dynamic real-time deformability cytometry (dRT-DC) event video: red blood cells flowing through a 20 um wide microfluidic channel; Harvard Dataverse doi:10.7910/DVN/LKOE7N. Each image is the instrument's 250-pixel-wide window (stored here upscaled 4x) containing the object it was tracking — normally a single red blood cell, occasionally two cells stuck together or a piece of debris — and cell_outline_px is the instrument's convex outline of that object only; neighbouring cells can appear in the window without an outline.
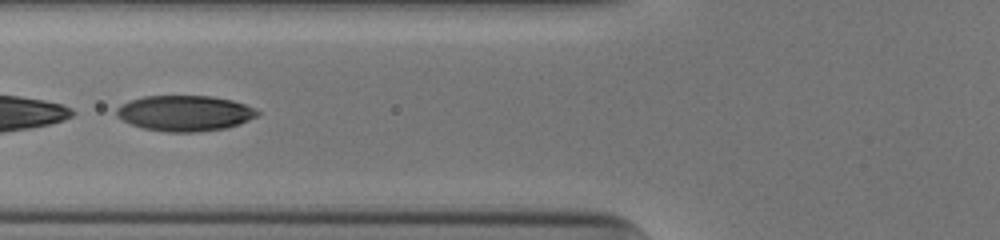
{"species": "human", "species_latin": "Homo sapiens", "temperature_condition": "cold", "stored_images_in_passage": 51, "segment_of_instrument_passage": [2, 2], "camera_frame_rate_fps": 3000, "um_per_image_px": 0.085, "donor": {"sex": "male"}, "frame": {"image": 1, "passage_image": 21, "time_ms": 6.667, "image_size_px": [1000, 240], "cell_outline_px": [[260, 112], [256, 116], [240, 124], [224, 128], [196, 132], [164, 132], [144, 128], [132, 124], [116, 116], [116, 108], [120, 104], [144, 96], [212, 96], [232, 100], [244, 104]], "centroid_in_image_um": [15.68, 9.62], "position_along_channel_um": 110.1, "area_um2": 29.07}}
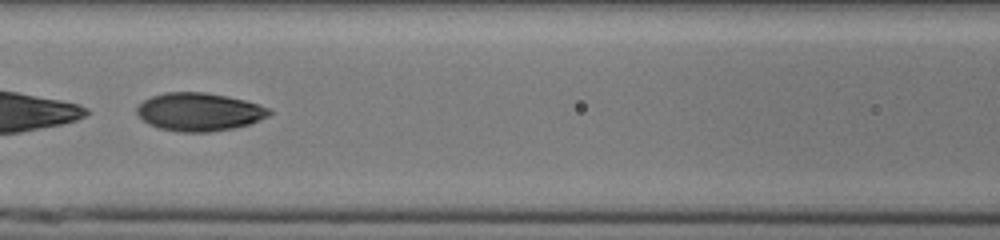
{"frame": {"image": 2, "passage_image": 24, "time_ms": 7.667, "image_size_px": [1000, 240], "cell_outline_px": [[272, 112], [268, 116], [260, 120], [248, 124], [232, 128], [208, 132], [180, 132], [160, 128], [148, 124], [136, 112], [136, 108], [144, 100], [152, 96], [164, 92], [204, 92], [228, 96], [244, 100], [268, 108]], "centroid_in_image_um": [16.91, 9.5], "position_along_channel_um": 149.7, "area_um2": 29.19}}
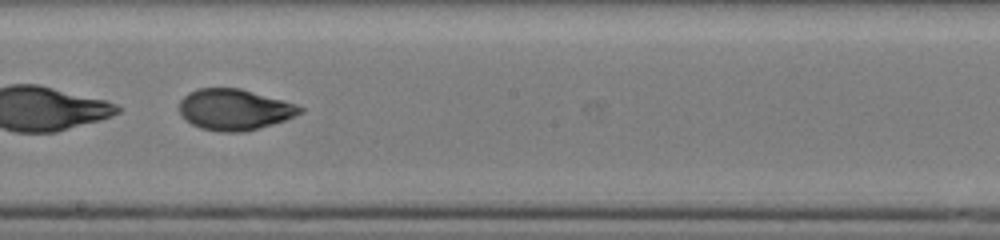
{"frame": {"image": 3, "passage_image": 30, "time_ms": 9.667, "image_size_px": [1000, 240], "cell_outline_px": [[304, 112], [284, 120], [272, 124], [244, 132], [220, 132], [200, 128], [192, 124], [180, 112], [180, 100], [188, 92], [196, 88], [240, 88], [296, 104], [304, 108]], "centroid_in_image_um": [19.93, 9.31], "position_along_channel_um": 228.3, "area_um2": 28.73}}